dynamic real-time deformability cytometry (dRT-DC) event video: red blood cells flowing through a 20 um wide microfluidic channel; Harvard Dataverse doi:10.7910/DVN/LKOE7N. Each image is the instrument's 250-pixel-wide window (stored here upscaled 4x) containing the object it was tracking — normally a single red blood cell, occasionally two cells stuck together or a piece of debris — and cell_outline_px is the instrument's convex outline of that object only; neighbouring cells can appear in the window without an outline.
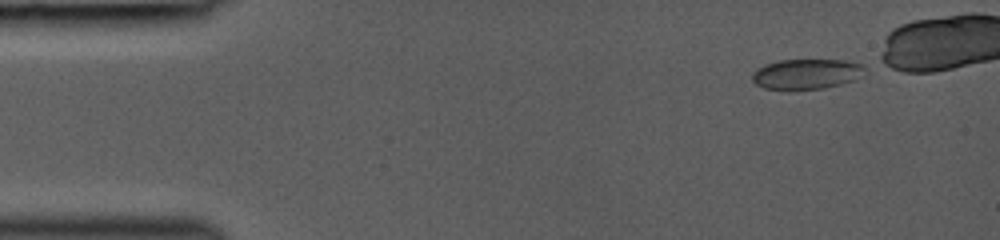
{"species": "common noctule bat (a hibernating species)", "species_latin": "Nyctalus noctula", "temperature_condition": "room temperature", "stored_images_in_passage": 12, "camera_frame_rate_fps": 3000, "um_per_image_px": 0.085, "animal": {"sex": "female", "body_mass_g": 19.0, "forearm_length_mm": 53.3}, "frame": {"image": 1, "passage_image": 1, "time_ms": 0.0, "image_size_px": [1000, 240], "cell_outline_px": [[864, 76], [856, 80], [824, 88], [788, 92], [764, 88], [756, 84], [752, 80], [752, 72], [756, 68], [764, 64], [780, 60], [844, 60], [860, 64], [864, 68]], "centroid_in_image_um": [68.5, 6.32], "position_along_channel_um": 16.5, "area_um2": 20.46}}
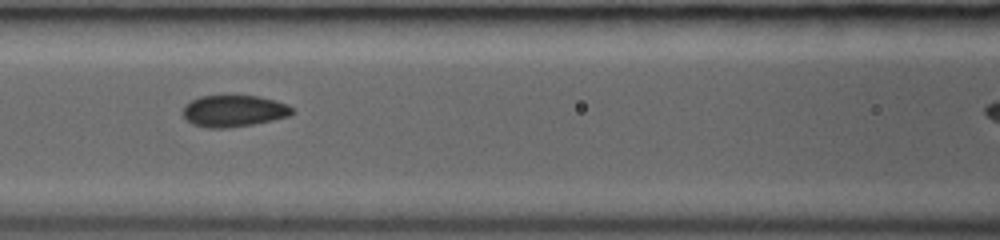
{"frame": {"image": 2, "passage_image": 9, "time_ms": 5.333, "image_size_px": [1000, 240], "cell_outline_px": [[296, 112], [288, 116], [272, 120], [252, 124], [228, 128], [208, 128], [192, 124], [180, 112], [184, 104], [200, 96], [260, 96], [276, 100], [288, 104]], "centroid_in_image_um": [19.86, 9.43], "position_along_channel_um": 146.7, "area_um2": 20.29}}
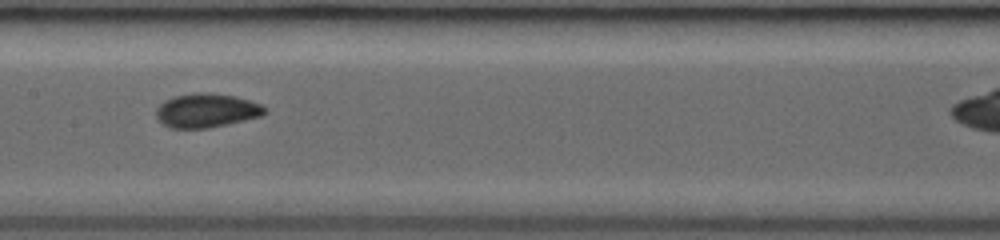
{"frame": {"image": 3, "passage_image": 10, "time_ms": 6.333, "image_size_px": [1000, 240], "cell_outline_px": [[268, 112], [260, 116], [244, 120], [208, 128], [172, 128], [164, 124], [156, 116], [156, 108], [164, 100], [176, 96], [196, 92], [204, 92], [236, 96], [260, 104], [268, 108]], "centroid_in_image_um": [17.57, 9.38], "position_along_channel_um": 189.8, "area_um2": 21.39}}